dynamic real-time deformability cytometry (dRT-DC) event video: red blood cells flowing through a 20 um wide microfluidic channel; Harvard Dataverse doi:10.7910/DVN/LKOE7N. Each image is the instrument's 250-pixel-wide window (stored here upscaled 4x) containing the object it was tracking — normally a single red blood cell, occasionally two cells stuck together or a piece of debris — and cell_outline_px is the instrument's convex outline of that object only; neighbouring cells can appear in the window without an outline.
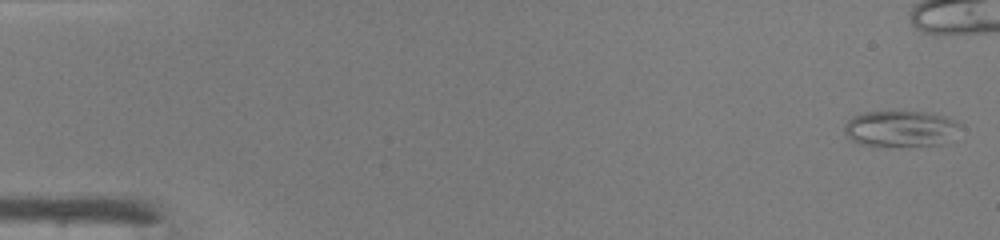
{"species": "common noctule bat (a hibernating species)", "species_latin": "Nyctalus noctula", "temperature_condition": "warm", "stored_images_in_passage": 42, "camera_frame_rate_fps": 3000, "um_per_image_px": 0.085, "animal": {"sex": "male", "body_mass_g": 19.0, "forearm_length_mm": 50.8}, "frame": {"image": 1, "passage_image": 1, "time_ms": 0.0, "image_size_px": [1000, 240], "cell_outline_px": [[960, 124], [952, 140], [944, 144], [860, 144], [852, 140], [844, 132], [844, 128], [848, 120], [852, 116], [860, 112], [932, 112], [956, 120]], "centroid_in_image_um": [76.57, 10.9], "position_along_channel_um": 8.4, "area_um2": 23.81}}
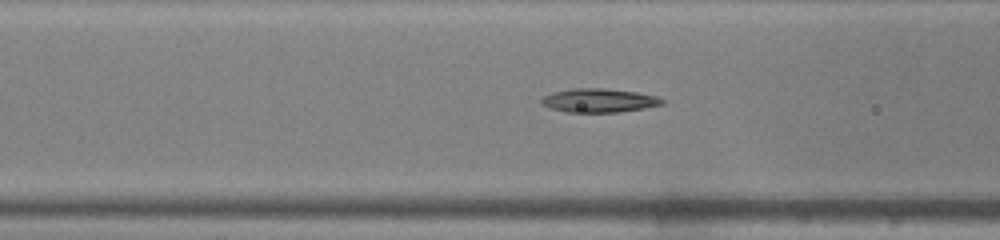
{"frame": {"image": 2, "passage_image": 19, "time_ms": 6.0, "image_size_px": [1000, 240], "cell_outline_px": [[664, 104], [644, 108], [620, 112], [568, 112], [552, 108], [540, 104], [540, 100], [544, 96], [552, 92], [572, 88], [604, 88], [636, 92], [656, 96], [664, 100]], "centroid_in_image_um": [50.9, 8.53], "position_along_channel_um": 115.7, "area_um2": 16.7}}
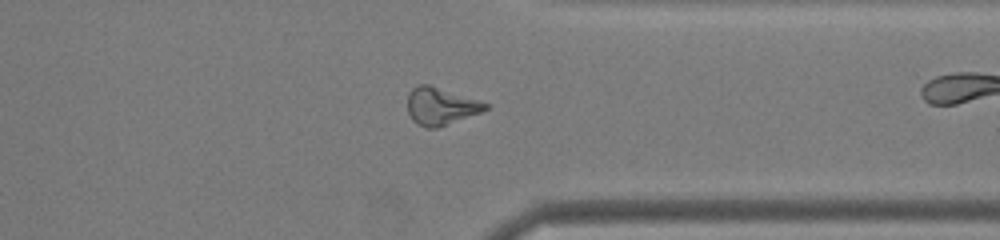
{"frame": {"image": 3, "passage_image": 37, "time_ms": 12.0, "image_size_px": [1000, 240], "cell_outline_px": [[488, 108], [480, 112], [436, 128], [424, 128], [416, 124], [412, 120], [408, 112], [408, 92], [416, 84], [428, 84], [488, 104]], "centroid_in_image_um": [37.38, 9.03], "position_along_channel_um": 374.0, "area_um2": 16.65}}